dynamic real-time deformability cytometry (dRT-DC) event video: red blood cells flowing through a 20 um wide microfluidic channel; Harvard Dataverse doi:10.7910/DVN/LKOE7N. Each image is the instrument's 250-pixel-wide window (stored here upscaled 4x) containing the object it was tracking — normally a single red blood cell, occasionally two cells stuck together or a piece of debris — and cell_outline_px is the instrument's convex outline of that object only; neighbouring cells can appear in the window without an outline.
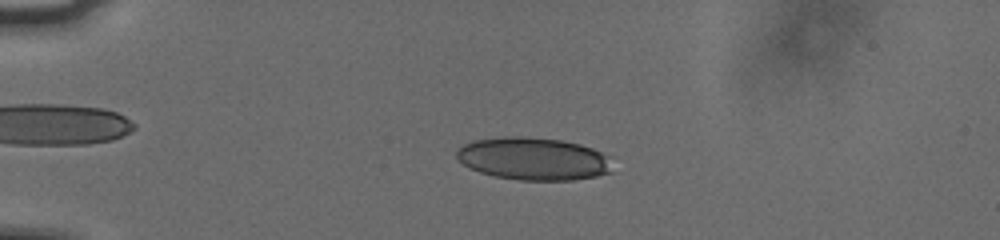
{"species": "human", "species_latin": "Homo sapiens", "temperature_condition": "cold", "stored_images_in_passage": 54, "camera_frame_rate_fps": 3000, "um_per_image_px": 0.085, "donor": {"sex": "male"}, "frame": {"image": 1, "passage_image": 13, "time_ms": 4.0, "image_size_px": [1000, 240], "cell_outline_px": [[612, 172], [596, 176], [572, 180], [520, 180], [496, 176], [480, 172], [468, 168], [456, 156], [456, 152], [464, 144], [472, 140], [504, 136], [520, 136], [560, 140], [580, 144], [592, 148], [612, 156]], "centroid_in_image_um": [45.38, 13.49], "position_along_channel_um": 39.6, "area_um2": 38.96}}
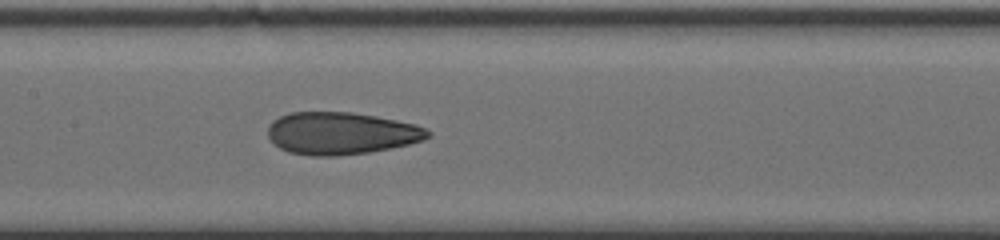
{"frame": {"image": 2, "passage_image": 28, "time_ms": 9.0, "image_size_px": [1000, 240], "cell_outline_px": [[432, 136], [424, 140], [408, 144], [368, 152], [336, 156], [312, 156], [288, 152], [280, 148], [268, 136], [268, 128], [272, 120], [280, 116], [292, 112], [352, 112], [376, 116], [416, 124], [432, 132]], "centroid_in_image_um": [29.0, 11.32], "position_along_channel_um": 178.4, "area_um2": 39.42}}
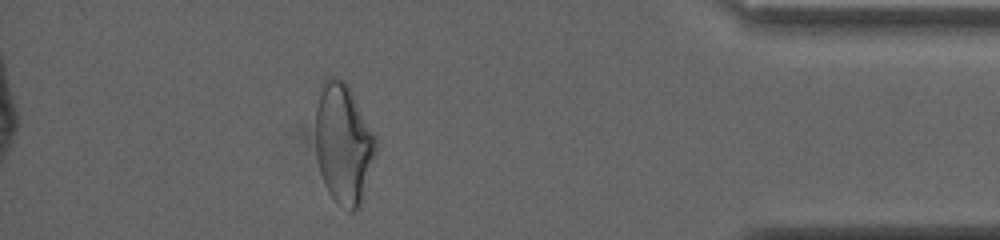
{"frame": {"image": 3, "passage_image": 49, "time_ms": 16.0, "image_size_px": [1000, 240], "cell_outline_px": [[380, 148], [360, 208], [356, 212], [348, 212], [336, 204], [328, 192], [324, 184], [320, 172], [316, 156], [316, 108], [324, 80], [328, 76], [336, 76], [344, 80], [348, 84], [376, 136]], "centroid_in_image_um": [29.25, 12.29], "position_along_channel_um": 406.0, "area_um2": 43.52}, "authors_computed_cell_mechanics": {"area_um2": 39.3329, "velocity_mm_per_s": 3.7759, "shape_relaxation_time_tau1_ms": 7.2274, "shape_relaxation_time_tau2_ms": 1.6589, "deformation_change_tau1": 0.1976, "deformation_change_tau2": 0.0952}}